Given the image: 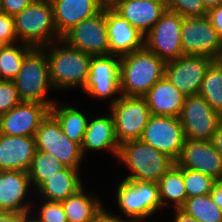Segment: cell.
Wrapping results in <instances>:
<instances>
[{"instance_id":"obj_1","label":"cell","mask_w":222,"mask_h":222,"mask_svg":"<svg viewBox=\"0 0 222 222\" xmlns=\"http://www.w3.org/2000/svg\"><path fill=\"white\" fill-rule=\"evenodd\" d=\"M41 48L48 59L53 90L62 92L83 88L90 72L92 55L71 47L62 39Z\"/></svg>"},{"instance_id":"obj_2","label":"cell","mask_w":222,"mask_h":222,"mask_svg":"<svg viewBox=\"0 0 222 222\" xmlns=\"http://www.w3.org/2000/svg\"><path fill=\"white\" fill-rule=\"evenodd\" d=\"M165 62L145 47L120 57V95L143 97L164 77Z\"/></svg>"},{"instance_id":"obj_3","label":"cell","mask_w":222,"mask_h":222,"mask_svg":"<svg viewBox=\"0 0 222 222\" xmlns=\"http://www.w3.org/2000/svg\"><path fill=\"white\" fill-rule=\"evenodd\" d=\"M115 193L118 209L126 217L121 218L108 210L106 215L110 219L123 222H146L147 218L161 210L159 187L156 182L123 179L117 184Z\"/></svg>"},{"instance_id":"obj_4","label":"cell","mask_w":222,"mask_h":222,"mask_svg":"<svg viewBox=\"0 0 222 222\" xmlns=\"http://www.w3.org/2000/svg\"><path fill=\"white\" fill-rule=\"evenodd\" d=\"M117 160L130 171L123 179L156 183L176 163L140 139L121 143Z\"/></svg>"},{"instance_id":"obj_5","label":"cell","mask_w":222,"mask_h":222,"mask_svg":"<svg viewBox=\"0 0 222 222\" xmlns=\"http://www.w3.org/2000/svg\"><path fill=\"white\" fill-rule=\"evenodd\" d=\"M13 18L21 43L41 48L62 38L55 27L51 0H35Z\"/></svg>"},{"instance_id":"obj_6","label":"cell","mask_w":222,"mask_h":222,"mask_svg":"<svg viewBox=\"0 0 222 222\" xmlns=\"http://www.w3.org/2000/svg\"><path fill=\"white\" fill-rule=\"evenodd\" d=\"M14 82L21 101L39 103L49 108L56 102L48 97V92L53 87L48 59L42 48H33L24 57L22 68Z\"/></svg>"},{"instance_id":"obj_7","label":"cell","mask_w":222,"mask_h":222,"mask_svg":"<svg viewBox=\"0 0 222 222\" xmlns=\"http://www.w3.org/2000/svg\"><path fill=\"white\" fill-rule=\"evenodd\" d=\"M36 150L51 154L65 167L81 169L84 156L81 145L70 140L57 119L49 113L35 133Z\"/></svg>"},{"instance_id":"obj_8","label":"cell","mask_w":222,"mask_h":222,"mask_svg":"<svg viewBox=\"0 0 222 222\" xmlns=\"http://www.w3.org/2000/svg\"><path fill=\"white\" fill-rule=\"evenodd\" d=\"M119 144L140 139L151 112L143 97L122 96L109 106Z\"/></svg>"},{"instance_id":"obj_9","label":"cell","mask_w":222,"mask_h":222,"mask_svg":"<svg viewBox=\"0 0 222 222\" xmlns=\"http://www.w3.org/2000/svg\"><path fill=\"white\" fill-rule=\"evenodd\" d=\"M183 17L166 10L158 22L144 36V47L165 63L183 56L181 28Z\"/></svg>"},{"instance_id":"obj_10","label":"cell","mask_w":222,"mask_h":222,"mask_svg":"<svg viewBox=\"0 0 222 222\" xmlns=\"http://www.w3.org/2000/svg\"><path fill=\"white\" fill-rule=\"evenodd\" d=\"M178 118L187 140L211 141L221 124L219 113L200 94L186 96Z\"/></svg>"},{"instance_id":"obj_11","label":"cell","mask_w":222,"mask_h":222,"mask_svg":"<svg viewBox=\"0 0 222 222\" xmlns=\"http://www.w3.org/2000/svg\"><path fill=\"white\" fill-rule=\"evenodd\" d=\"M68 45L92 56L110 55L106 7L73 26L61 38Z\"/></svg>"},{"instance_id":"obj_12","label":"cell","mask_w":222,"mask_h":222,"mask_svg":"<svg viewBox=\"0 0 222 222\" xmlns=\"http://www.w3.org/2000/svg\"><path fill=\"white\" fill-rule=\"evenodd\" d=\"M82 89L85 94L98 100L111 98L110 105L116 102L121 97L118 95L121 93L120 57L116 55L92 56L90 72Z\"/></svg>"},{"instance_id":"obj_13","label":"cell","mask_w":222,"mask_h":222,"mask_svg":"<svg viewBox=\"0 0 222 222\" xmlns=\"http://www.w3.org/2000/svg\"><path fill=\"white\" fill-rule=\"evenodd\" d=\"M140 140L176 162L181 155L185 136L178 117L151 115Z\"/></svg>"},{"instance_id":"obj_14","label":"cell","mask_w":222,"mask_h":222,"mask_svg":"<svg viewBox=\"0 0 222 222\" xmlns=\"http://www.w3.org/2000/svg\"><path fill=\"white\" fill-rule=\"evenodd\" d=\"M181 43L184 55H201L216 58L221 40L207 15L183 17Z\"/></svg>"},{"instance_id":"obj_15","label":"cell","mask_w":222,"mask_h":222,"mask_svg":"<svg viewBox=\"0 0 222 222\" xmlns=\"http://www.w3.org/2000/svg\"><path fill=\"white\" fill-rule=\"evenodd\" d=\"M214 60L201 55H183L165 63L164 76L185 96L199 94L205 71Z\"/></svg>"},{"instance_id":"obj_16","label":"cell","mask_w":222,"mask_h":222,"mask_svg":"<svg viewBox=\"0 0 222 222\" xmlns=\"http://www.w3.org/2000/svg\"><path fill=\"white\" fill-rule=\"evenodd\" d=\"M176 164L181 168L209 175L216 181H222V155L211 141L185 139Z\"/></svg>"},{"instance_id":"obj_17","label":"cell","mask_w":222,"mask_h":222,"mask_svg":"<svg viewBox=\"0 0 222 222\" xmlns=\"http://www.w3.org/2000/svg\"><path fill=\"white\" fill-rule=\"evenodd\" d=\"M49 113L50 108L46 105L21 101L0 116V133L10 136H35Z\"/></svg>"},{"instance_id":"obj_18","label":"cell","mask_w":222,"mask_h":222,"mask_svg":"<svg viewBox=\"0 0 222 222\" xmlns=\"http://www.w3.org/2000/svg\"><path fill=\"white\" fill-rule=\"evenodd\" d=\"M31 188L28 172L0 171V211L30 213L36 209L33 202L27 201Z\"/></svg>"},{"instance_id":"obj_19","label":"cell","mask_w":222,"mask_h":222,"mask_svg":"<svg viewBox=\"0 0 222 222\" xmlns=\"http://www.w3.org/2000/svg\"><path fill=\"white\" fill-rule=\"evenodd\" d=\"M106 26L110 55L121 57L144 47L143 33L112 7H106Z\"/></svg>"},{"instance_id":"obj_20","label":"cell","mask_w":222,"mask_h":222,"mask_svg":"<svg viewBox=\"0 0 222 222\" xmlns=\"http://www.w3.org/2000/svg\"><path fill=\"white\" fill-rule=\"evenodd\" d=\"M35 152L34 136H10L0 133V171L28 172Z\"/></svg>"},{"instance_id":"obj_21","label":"cell","mask_w":222,"mask_h":222,"mask_svg":"<svg viewBox=\"0 0 222 222\" xmlns=\"http://www.w3.org/2000/svg\"><path fill=\"white\" fill-rule=\"evenodd\" d=\"M112 8L144 36L167 10L158 0H120Z\"/></svg>"},{"instance_id":"obj_22","label":"cell","mask_w":222,"mask_h":222,"mask_svg":"<svg viewBox=\"0 0 222 222\" xmlns=\"http://www.w3.org/2000/svg\"><path fill=\"white\" fill-rule=\"evenodd\" d=\"M81 150L84 157L88 150L94 153L104 150L118 158L120 144L116 138L114 119L110 112L89 119Z\"/></svg>"},{"instance_id":"obj_23","label":"cell","mask_w":222,"mask_h":222,"mask_svg":"<svg viewBox=\"0 0 222 222\" xmlns=\"http://www.w3.org/2000/svg\"><path fill=\"white\" fill-rule=\"evenodd\" d=\"M51 2L55 27L61 37L73 26L103 8L98 0H51Z\"/></svg>"},{"instance_id":"obj_24","label":"cell","mask_w":222,"mask_h":222,"mask_svg":"<svg viewBox=\"0 0 222 222\" xmlns=\"http://www.w3.org/2000/svg\"><path fill=\"white\" fill-rule=\"evenodd\" d=\"M80 169L64 167L52 177L44 178L34 189L41 200L61 202L84 187Z\"/></svg>"},{"instance_id":"obj_25","label":"cell","mask_w":222,"mask_h":222,"mask_svg":"<svg viewBox=\"0 0 222 222\" xmlns=\"http://www.w3.org/2000/svg\"><path fill=\"white\" fill-rule=\"evenodd\" d=\"M143 98L151 115L179 117L186 96L164 76Z\"/></svg>"},{"instance_id":"obj_26","label":"cell","mask_w":222,"mask_h":222,"mask_svg":"<svg viewBox=\"0 0 222 222\" xmlns=\"http://www.w3.org/2000/svg\"><path fill=\"white\" fill-rule=\"evenodd\" d=\"M85 186L77 193L61 201L68 222H98L106 209L95 193L88 194Z\"/></svg>"},{"instance_id":"obj_27","label":"cell","mask_w":222,"mask_h":222,"mask_svg":"<svg viewBox=\"0 0 222 222\" xmlns=\"http://www.w3.org/2000/svg\"><path fill=\"white\" fill-rule=\"evenodd\" d=\"M50 113L59 122L62 132L72 141L82 145L89 117L85 112L68 104L56 101L50 108Z\"/></svg>"},{"instance_id":"obj_28","label":"cell","mask_w":222,"mask_h":222,"mask_svg":"<svg viewBox=\"0 0 222 222\" xmlns=\"http://www.w3.org/2000/svg\"><path fill=\"white\" fill-rule=\"evenodd\" d=\"M157 183L161 209L171 205L174 209H181L184 206L187 194L183 181V168L175 163Z\"/></svg>"},{"instance_id":"obj_29","label":"cell","mask_w":222,"mask_h":222,"mask_svg":"<svg viewBox=\"0 0 222 222\" xmlns=\"http://www.w3.org/2000/svg\"><path fill=\"white\" fill-rule=\"evenodd\" d=\"M34 47L17 42L0 47V80H14L22 68L24 57Z\"/></svg>"},{"instance_id":"obj_30","label":"cell","mask_w":222,"mask_h":222,"mask_svg":"<svg viewBox=\"0 0 222 222\" xmlns=\"http://www.w3.org/2000/svg\"><path fill=\"white\" fill-rule=\"evenodd\" d=\"M199 94L217 112L222 109V65L213 61L205 71Z\"/></svg>"},{"instance_id":"obj_31","label":"cell","mask_w":222,"mask_h":222,"mask_svg":"<svg viewBox=\"0 0 222 222\" xmlns=\"http://www.w3.org/2000/svg\"><path fill=\"white\" fill-rule=\"evenodd\" d=\"M181 209L198 222H222V209L212 200L210 194L187 198Z\"/></svg>"},{"instance_id":"obj_32","label":"cell","mask_w":222,"mask_h":222,"mask_svg":"<svg viewBox=\"0 0 222 222\" xmlns=\"http://www.w3.org/2000/svg\"><path fill=\"white\" fill-rule=\"evenodd\" d=\"M65 166L51 154L36 150L28 170V176L34 189L44 178H49Z\"/></svg>"},{"instance_id":"obj_33","label":"cell","mask_w":222,"mask_h":222,"mask_svg":"<svg viewBox=\"0 0 222 222\" xmlns=\"http://www.w3.org/2000/svg\"><path fill=\"white\" fill-rule=\"evenodd\" d=\"M183 181L187 198L210 194L217 182L209 175L183 168Z\"/></svg>"},{"instance_id":"obj_34","label":"cell","mask_w":222,"mask_h":222,"mask_svg":"<svg viewBox=\"0 0 222 222\" xmlns=\"http://www.w3.org/2000/svg\"><path fill=\"white\" fill-rule=\"evenodd\" d=\"M168 11L180 14L182 17H201L207 15V10L201 0H165Z\"/></svg>"},{"instance_id":"obj_35","label":"cell","mask_w":222,"mask_h":222,"mask_svg":"<svg viewBox=\"0 0 222 222\" xmlns=\"http://www.w3.org/2000/svg\"><path fill=\"white\" fill-rule=\"evenodd\" d=\"M41 204L39 207L36 204L37 212L31 210L32 215L40 222H68L61 202L43 200Z\"/></svg>"},{"instance_id":"obj_36","label":"cell","mask_w":222,"mask_h":222,"mask_svg":"<svg viewBox=\"0 0 222 222\" xmlns=\"http://www.w3.org/2000/svg\"><path fill=\"white\" fill-rule=\"evenodd\" d=\"M20 102L14 80H0V116Z\"/></svg>"},{"instance_id":"obj_37","label":"cell","mask_w":222,"mask_h":222,"mask_svg":"<svg viewBox=\"0 0 222 222\" xmlns=\"http://www.w3.org/2000/svg\"><path fill=\"white\" fill-rule=\"evenodd\" d=\"M19 42L15 32V24L13 16L1 12L0 13V43L2 45H10Z\"/></svg>"},{"instance_id":"obj_38","label":"cell","mask_w":222,"mask_h":222,"mask_svg":"<svg viewBox=\"0 0 222 222\" xmlns=\"http://www.w3.org/2000/svg\"><path fill=\"white\" fill-rule=\"evenodd\" d=\"M34 1L35 0H1L2 12L14 17Z\"/></svg>"},{"instance_id":"obj_39","label":"cell","mask_w":222,"mask_h":222,"mask_svg":"<svg viewBox=\"0 0 222 222\" xmlns=\"http://www.w3.org/2000/svg\"><path fill=\"white\" fill-rule=\"evenodd\" d=\"M207 16L215 28L219 39L222 40V4L208 10Z\"/></svg>"},{"instance_id":"obj_40","label":"cell","mask_w":222,"mask_h":222,"mask_svg":"<svg viewBox=\"0 0 222 222\" xmlns=\"http://www.w3.org/2000/svg\"><path fill=\"white\" fill-rule=\"evenodd\" d=\"M26 215L27 213L0 211V222H25Z\"/></svg>"},{"instance_id":"obj_41","label":"cell","mask_w":222,"mask_h":222,"mask_svg":"<svg viewBox=\"0 0 222 222\" xmlns=\"http://www.w3.org/2000/svg\"><path fill=\"white\" fill-rule=\"evenodd\" d=\"M212 200L222 209V181H217L210 193Z\"/></svg>"},{"instance_id":"obj_42","label":"cell","mask_w":222,"mask_h":222,"mask_svg":"<svg viewBox=\"0 0 222 222\" xmlns=\"http://www.w3.org/2000/svg\"><path fill=\"white\" fill-rule=\"evenodd\" d=\"M173 221L172 222H198L194 217L188 215L182 209H174L173 210Z\"/></svg>"},{"instance_id":"obj_43","label":"cell","mask_w":222,"mask_h":222,"mask_svg":"<svg viewBox=\"0 0 222 222\" xmlns=\"http://www.w3.org/2000/svg\"><path fill=\"white\" fill-rule=\"evenodd\" d=\"M211 142L213 143L215 149H217L222 155V123L218 127L217 131L214 133Z\"/></svg>"},{"instance_id":"obj_44","label":"cell","mask_w":222,"mask_h":222,"mask_svg":"<svg viewBox=\"0 0 222 222\" xmlns=\"http://www.w3.org/2000/svg\"><path fill=\"white\" fill-rule=\"evenodd\" d=\"M206 10H210L211 8L218 7L222 4V0H201Z\"/></svg>"},{"instance_id":"obj_45","label":"cell","mask_w":222,"mask_h":222,"mask_svg":"<svg viewBox=\"0 0 222 222\" xmlns=\"http://www.w3.org/2000/svg\"><path fill=\"white\" fill-rule=\"evenodd\" d=\"M103 7H113L120 0H98Z\"/></svg>"},{"instance_id":"obj_46","label":"cell","mask_w":222,"mask_h":222,"mask_svg":"<svg viewBox=\"0 0 222 222\" xmlns=\"http://www.w3.org/2000/svg\"><path fill=\"white\" fill-rule=\"evenodd\" d=\"M214 61L220 65H222V40L220 43V51L218 53V55L216 56V58L214 59Z\"/></svg>"},{"instance_id":"obj_47","label":"cell","mask_w":222,"mask_h":222,"mask_svg":"<svg viewBox=\"0 0 222 222\" xmlns=\"http://www.w3.org/2000/svg\"><path fill=\"white\" fill-rule=\"evenodd\" d=\"M25 222H40V221L32 215V212H30V213H27L25 217Z\"/></svg>"},{"instance_id":"obj_48","label":"cell","mask_w":222,"mask_h":222,"mask_svg":"<svg viewBox=\"0 0 222 222\" xmlns=\"http://www.w3.org/2000/svg\"><path fill=\"white\" fill-rule=\"evenodd\" d=\"M104 222H123V221H117L110 219L106 214L104 215Z\"/></svg>"},{"instance_id":"obj_49","label":"cell","mask_w":222,"mask_h":222,"mask_svg":"<svg viewBox=\"0 0 222 222\" xmlns=\"http://www.w3.org/2000/svg\"><path fill=\"white\" fill-rule=\"evenodd\" d=\"M218 113H219V116H220V121L222 123V109Z\"/></svg>"},{"instance_id":"obj_50","label":"cell","mask_w":222,"mask_h":222,"mask_svg":"<svg viewBox=\"0 0 222 222\" xmlns=\"http://www.w3.org/2000/svg\"><path fill=\"white\" fill-rule=\"evenodd\" d=\"M98 222H104V216Z\"/></svg>"},{"instance_id":"obj_51","label":"cell","mask_w":222,"mask_h":222,"mask_svg":"<svg viewBox=\"0 0 222 222\" xmlns=\"http://www.w3.org/2000/svg\"><path fill=\"white\" fill-rule=\"evenodd\" d=\"M2 12V8H1V0H0V13Z\"/></svg>"}]
</instances>
